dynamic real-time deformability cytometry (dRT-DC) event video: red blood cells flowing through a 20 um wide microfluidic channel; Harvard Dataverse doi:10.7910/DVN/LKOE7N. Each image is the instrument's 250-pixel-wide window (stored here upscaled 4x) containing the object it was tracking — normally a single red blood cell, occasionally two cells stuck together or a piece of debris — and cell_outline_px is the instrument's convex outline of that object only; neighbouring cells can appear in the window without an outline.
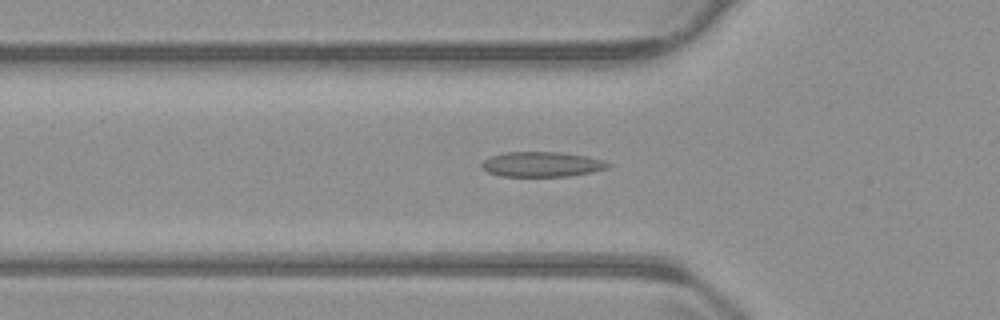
{"species": "common noctule bat (a hibernating species)", "species_latin": "Nyctalus noctula", "temperature_condition": "warm", "stored_images_in_passage": 54, "camera_frame_rate_fps": 3000, "um_per_image_px": 0.085, "animal": {"sex": "male", "body_mass_g": 23.1, "forearm_length_mm": 52.7}, "frame": {"image": 1, "passage_image": 18, "time_ms": 5.667, "image_size_px": [1000, 320], "cell_outline_px": [[612, 164], [608, 168], [592, 172], [572, 176], [500, 176], [488, 172], [480, 164], [488, 156], [504, 152], [564, 152], [588, 156], [604, 160]], "centroid_in_image_um": [46.08, 13.95], "position_along_channel_um": 79.7, "area_um2": 18.67}}
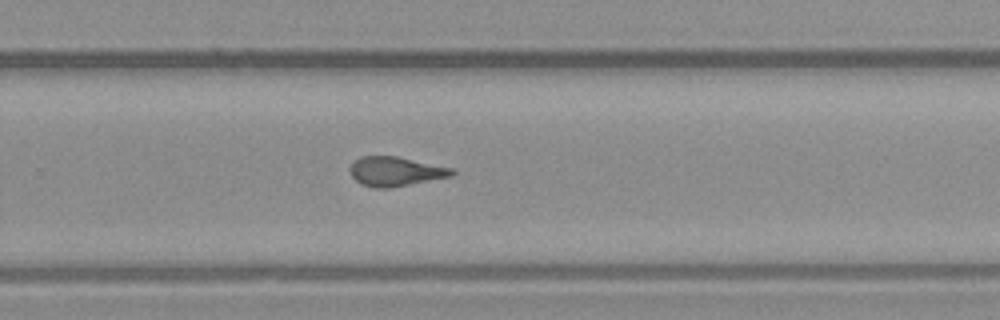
{"frame": {"image": 2, "passage_image": 35, "time_ms": 11.333, "image_size_px": [1000, 320], "cell_outline_px": [[456, 172], [452, 176], [392, 188], [376, 188], [364, 184], [356, 180], [352, 176], [348, 168], [360, 156], [396, 156], [456, 168]], "centroid_in_image_um": [33.67, 14.57], "position_along_channel_um": 296.1, "area_um2": 17.57}}
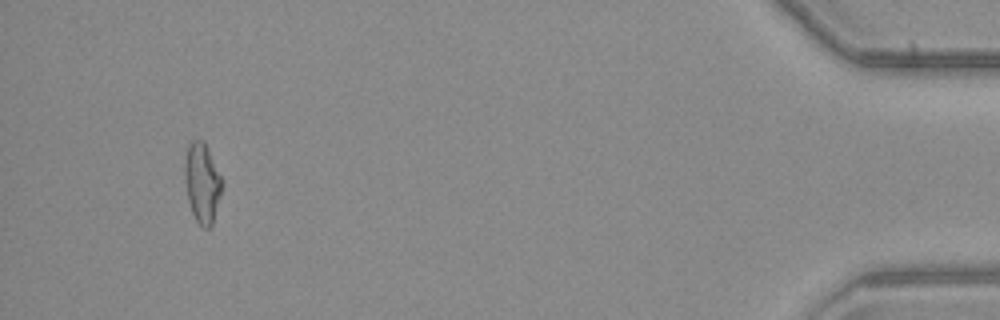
{"frame": {"image": 3, "passage_image": 51, "time_ms": 16.667, "image_size_px": [1000, 320], "cell_outline_px": [[224, 180], [220, 196], [212, 224], [208, 228], [204, 228], [196, 220], [192, 212], [188, 200], [184, 176], [184, 164], [188, 148], [192, 140], [204, 140]], "centroid_in_image_um": [17.2, 15.52], "position_along_channel_um": 418.0, "area_um2": 17.34}, "authors_computed_cell_mechanics": {"area_um2": 17.8313, "velocity_mm_per_s": 3.8005, "shape_relaxation_time_tau1_ms": null, "shape_relaxation_time_tau2_ms": 1.5545, "deformation_change_tau1": null, "deformation_change_tau2": 0.0986}}